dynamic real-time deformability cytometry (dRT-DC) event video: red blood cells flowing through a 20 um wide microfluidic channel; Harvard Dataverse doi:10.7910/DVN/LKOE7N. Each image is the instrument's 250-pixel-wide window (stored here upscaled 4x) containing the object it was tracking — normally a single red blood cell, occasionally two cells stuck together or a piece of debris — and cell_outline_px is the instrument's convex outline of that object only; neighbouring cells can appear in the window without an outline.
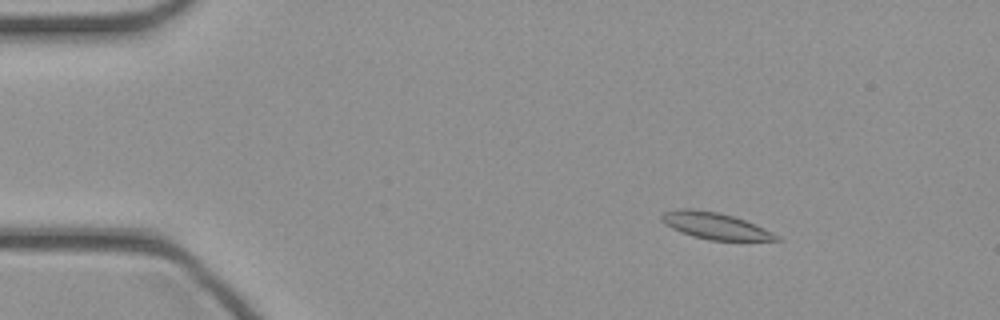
{"species": "common noctule bat (a hibernating species)", "species_latin": "Nyctalus noctula", "temperature_condition": "cold", "stored_images_in_passage": 47, "camera_frame_rate_fps": 3000, "um_per_image_px": 0.085, "animal": {"sex": "female", "body_mass_g": 21.9}, "frame": {"image": 1, "passage_image": 7, "time_ms": 2.0, "image_size_px": [1000, 320], "cell_outline_px": [[784, 240], [708, 240], [692, 236], [680, 232], [664, 224], [660, 220], [660, 216], [664, 212], [680, 208], [692, 208], [716, 212], [732, 216], [744, 220], [764, 228], [780, 236]], "centroid_in_image_um": [60.75, 19.19], "position_along_channel_um": 24.3, "area_um2": 17.74}}
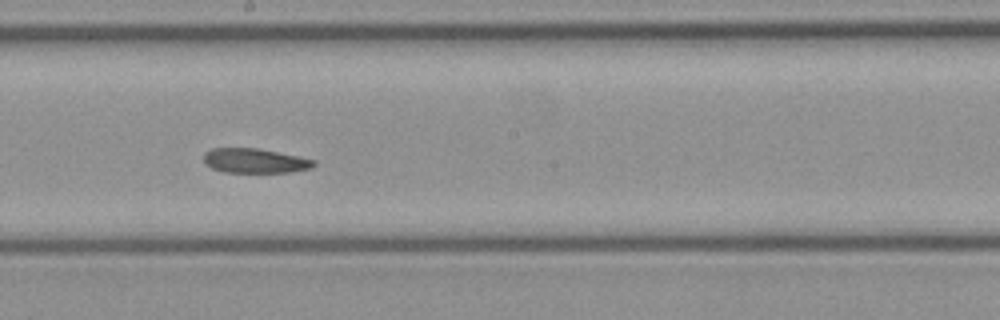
{"frame": {"image": 2, "passage_image": 26, "time_ms": 8.333, "image_size_px": [1000, 320], "cell_outline_px": [[316, 164], [312, 168], [288, 172], [224, 172], [212, 168], [204, 164], [204, 152], [212, 148], [256, 148], [300, 156], [316, 160]], "centroid_in_image_um": [21.67, 13.66], "position_along_channel_um": 226.5, "area_um2": 15.84}}
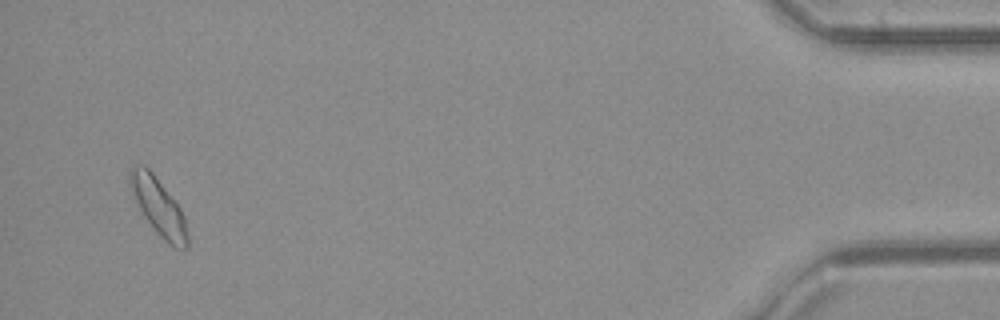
{"frame": {"image": 3, "passage_image": 45, "time_ms": 14.667, "image_size_px": [1000, 320], "cell_outline_px": [[188, 248], [172, 248], [156, 232], [144, 216], [128, 184], [128, 168], [132, 164], [144, 164], [152, 172], [180, 208], [184, 216], [188, 236]], "centroid_in_image_um": [13.44, 17.54], "position_along_channel_um": 421.8, "area_um2": 19.13}}